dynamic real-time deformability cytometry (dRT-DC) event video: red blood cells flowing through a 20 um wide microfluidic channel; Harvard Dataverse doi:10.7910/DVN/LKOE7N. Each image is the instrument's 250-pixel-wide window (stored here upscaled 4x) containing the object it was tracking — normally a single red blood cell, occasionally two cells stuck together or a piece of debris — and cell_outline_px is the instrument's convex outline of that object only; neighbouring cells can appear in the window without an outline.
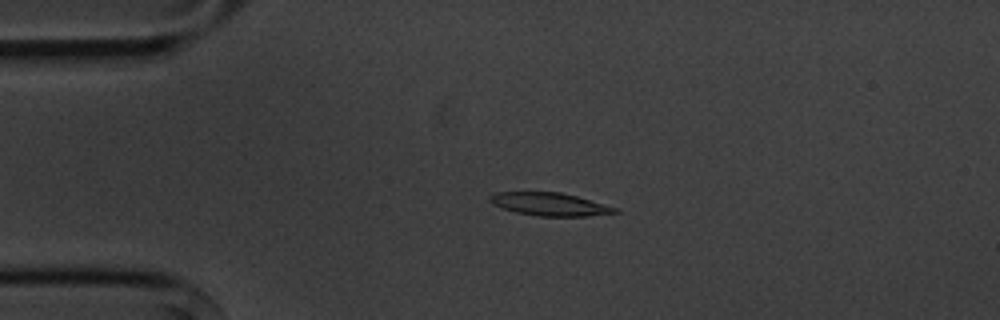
{"species": "common noctule bat (a hibernating species)", "species_latin": "Nyctalus noctula", "temperature_condition": "cold", "stored_images_in_passage": 5, "camera_frame_rate_fps": 3000, "um_per_image_px": 0.085, "animal": {"sex": "male", "body_mass_g": 20.1, "forearm_length_mm": 53.5}, "frame": {"image": 1, "passage_image": 4, "time_ms": 3.333, "image_size_px": [1000, 320], "cell_outline_px": [[620, 212], [588, 216], [536, 216], [516, 212], [492, 204], [488, 200], [488, 196], [496, 192], [560, 192], [576, 196], [620, 208]], "centroid_in_image_um": [46.74, 17.36], "position_along_channel_um": 38.3, "area_um2": 16.82}}